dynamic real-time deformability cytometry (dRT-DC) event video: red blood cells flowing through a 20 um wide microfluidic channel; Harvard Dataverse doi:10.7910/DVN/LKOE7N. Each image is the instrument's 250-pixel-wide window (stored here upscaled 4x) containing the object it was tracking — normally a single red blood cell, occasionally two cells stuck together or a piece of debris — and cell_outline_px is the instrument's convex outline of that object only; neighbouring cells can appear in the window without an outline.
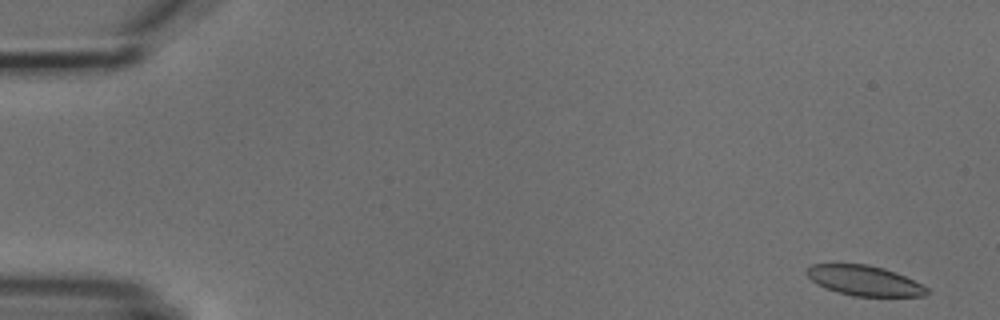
{"species": "common noctule bat (a hibernating species)", "species_latin": "Nyctalus noctula", "temperature_condition": "cold", "stored_images_in_passage": 5, "camera_frame_rate_fps": 3000, "um_per_image_px": 0.085, "animal": {"sex": "male", "body_mass_g": 18.8}, "frame": {"image": 1, "passage_image": 1, "time_ms": 0.0, "image_size_px": [1000, 320], "cell_outline_px": [[928, 292], [924, 296], [852, 296], [816, 284], [804, 272], [812, 264], [868, 264], [884, 268], [896, 272], [928, 288]], "centroid_in_image_um": [73.46, 23.84], "position_along_channel_um": 11.5, "area_um2": 20.81}}
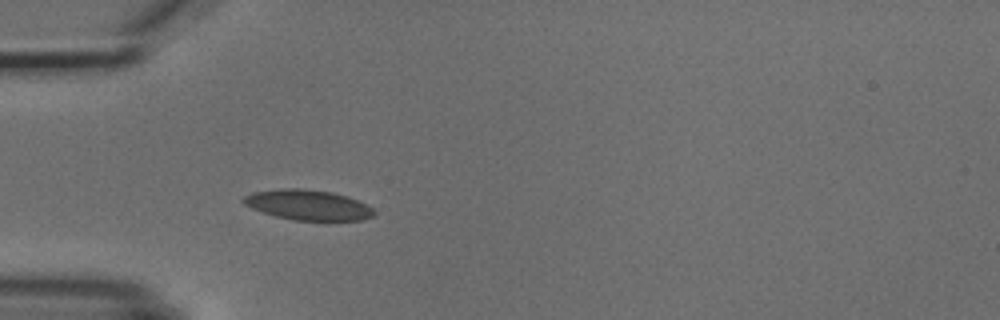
{"frame": {"image": 2, "passage_image": 5, "time_ms": 4.667, "image_size_px": [1000, 320], "cell_outline_px": [[376, 212], [372, 216], [364, 220], [292, 220], [276, 216], [252, 208], [244, 204], [240, 200], [244, 196], [252, 192], [284, 188], [300, 188], [332, 192], [348, 196], [372, 208]], "centroid_in_image_um": [26.16, 17.41], "position_along_channel_um": 58.8, "area_um2": 22.89}}